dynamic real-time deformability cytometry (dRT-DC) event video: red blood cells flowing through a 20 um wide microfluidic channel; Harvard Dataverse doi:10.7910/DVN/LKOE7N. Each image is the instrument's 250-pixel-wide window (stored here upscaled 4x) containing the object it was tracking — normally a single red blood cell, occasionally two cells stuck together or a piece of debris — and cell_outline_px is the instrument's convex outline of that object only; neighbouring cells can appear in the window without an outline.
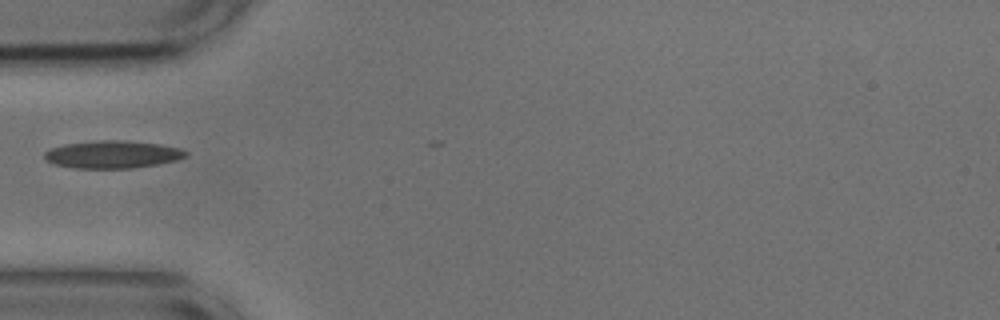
{"species": "common noctule bat (a hibernating species)", "species_latin": "Nyctalus noctula", "temperature_condition": "cold", "stored_images_in_passage": 3, "camera_frame_rate_fps": 3000, "um_per_image_px": 0.085, "animal": {"sex": "male", "body_mass_g": 17.9, "forearm_length_mm": 54.2}, "frame": {"image": 1, "passage_image": 1, "time_ms": 0.0, "image_size_px": [1000, 320], "cell_outline_px": [[188, 152], [184, 156], [176, 160], [156, 164], [132, 168], [76, 168], [56, 164], [48, 160], [44, 156], [44, 152], [52, 148], [64, 144], [96, 140], [124, 140], [160, 144], [180, 148]], "centroid_in_image_um": [9.57, 13.11], "position_along_channel_um": 75.4, "area_um2": 22.48}}